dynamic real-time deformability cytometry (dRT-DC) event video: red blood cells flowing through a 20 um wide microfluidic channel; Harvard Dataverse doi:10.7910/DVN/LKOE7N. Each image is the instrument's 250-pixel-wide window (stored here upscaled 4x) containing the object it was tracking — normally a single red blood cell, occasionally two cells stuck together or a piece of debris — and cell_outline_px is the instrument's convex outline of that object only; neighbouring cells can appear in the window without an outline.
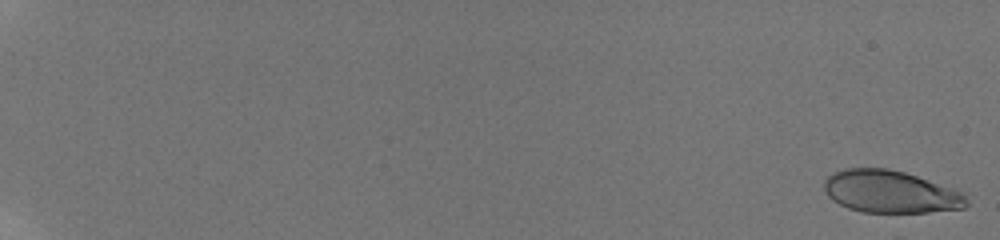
{"species": "human", "species_latin": "Homo sapiens", "temperature_condition": "room temperature", "stored_images_in_passage": 32, "camera_frame_rate_fps": 3000, "um_per_image_px": 0.085, "donor": {"sex": "male"}, "frame": {"image": 1, "passage_image": 1, "time_ms": 0.0, "image_size_px": [1000, 240], "cell_outline_px": [[968, 204], [964, 208], [928, 212], [860, 212], [848, 208], [832, 200], [824, 192], [824, 180], [832, 172], [844, 168], [888, 168], [904, 172], [964, 192], [968, 200]], "centroid_in_image_um": [75.66, 16.29], "position_along_channel_um": 9.3, "area_um2": 35.32}}
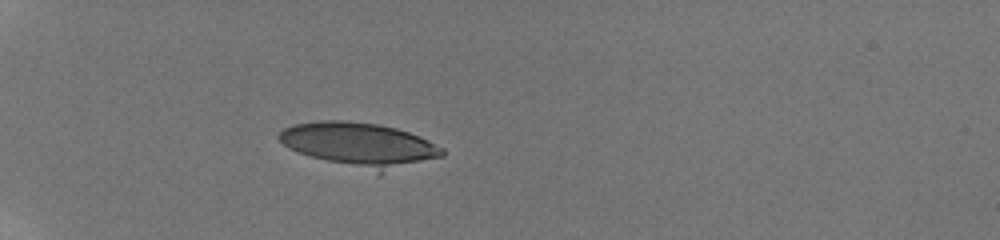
{"frame": {"image": 2, "passage_image": 18, "time_ms": 6.667, "image_size_px": [1000, 240], "cell_outline_px": [[444, 156], [380, 176], [312, 156], [288, 148], [276, 136], [284, 128], [292, 124], [320, 120], [340, 120], [376, 124], [396, 128], [420, 136], [444, 148]], "centroid_in_image_um": [30.63, 12.34], "position_along_channel_um": 54.4, "area_um2": 42.6}}
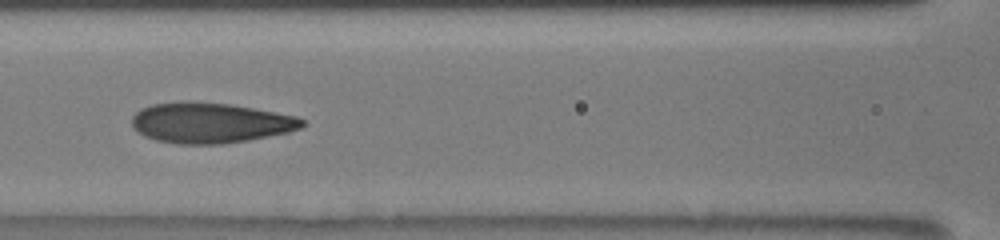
{"frame": {"image": 3, "passage_image": 31, "time_ms": 10.0, "image_size_px": [1000, 240], "cell_outline_px": [[304, 124], [300, 128], [288, 132], [248, 140], [224, 144], [176, 144], [156, 140], [144, 136], [136, 132], [132, 128], [132, 116], [140, 108], [152, 104], [184, 100], [192, 100], [228, 104], [276, 112], [296, 116], [304, 120]], "centroid_in_image_um": [17.81, 10.43], "position_along_channel_um": 148.8, "area_um2": 40.46}}